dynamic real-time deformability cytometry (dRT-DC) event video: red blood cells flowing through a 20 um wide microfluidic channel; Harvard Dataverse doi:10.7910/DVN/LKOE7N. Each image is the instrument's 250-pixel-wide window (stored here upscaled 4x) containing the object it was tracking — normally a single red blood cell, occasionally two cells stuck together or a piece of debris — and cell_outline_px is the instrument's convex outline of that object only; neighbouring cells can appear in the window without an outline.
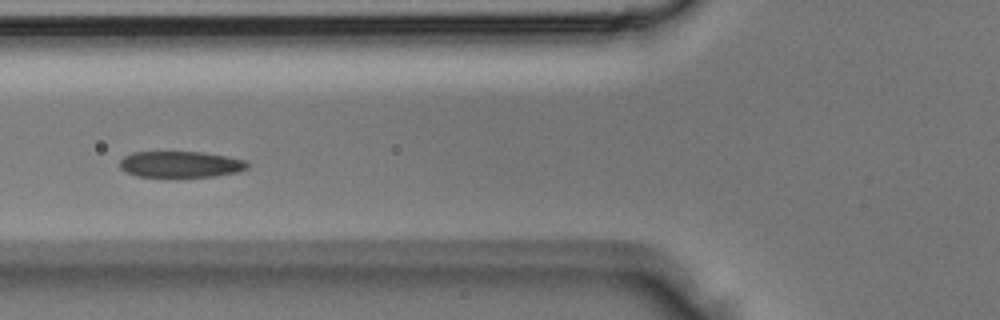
{"species": "Egyptian fruit bat (a non-hibernating species)", "species_latin": "Rousettus aegyptiacus", "temperature_condition": "room temperature", "stored_images_in_passage": 5, "camera_frame_rate_fps": 3000, "um_per_image_px": 0.085, "animal": {"sex": "male"}, "frame": {"image": 1, "passage_image": 5, "time_ms": 1.333, "image_size_px": [1000, 320], "cell_outline_px": [[248, 168], [240, 172], [216, 176], [176, 180], [136, 176], [120, 168], [120, 160], [124, 156], [132, 152], [204, 152], [244, 160], [248, 164]], "centroid_in_image_um": [15.33, 14.02], "position_along_channel_um": 110.5, "area_um2": 20.46}}